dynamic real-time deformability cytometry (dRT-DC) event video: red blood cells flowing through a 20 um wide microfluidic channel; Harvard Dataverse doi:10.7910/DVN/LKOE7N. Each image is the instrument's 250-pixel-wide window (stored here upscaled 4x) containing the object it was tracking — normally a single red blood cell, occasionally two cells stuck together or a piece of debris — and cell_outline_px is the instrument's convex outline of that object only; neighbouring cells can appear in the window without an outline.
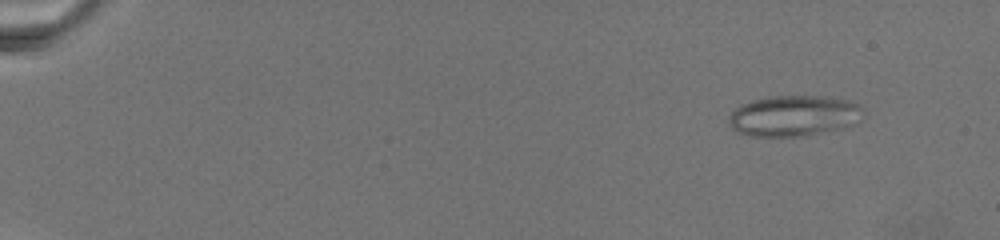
{"species": "common noctule bat (a hibernating species)", "species_latin": "Nyctalus noctula", "temperature_condition": "warm", "stored_images_in_passage": 15, "camera_frame_rate_fps": 3000, "um_per_image_px": 0.085, "animal": {"sex": "female", "body_mass_g": 19.5, "forearm_length_mm": 54.1}, "frame": {"image": 1, "passage_image": 3, "time_ms": 2.0, "image_size_px": [1000, 240], "cell_outline_px": [[860, 108], [852, 124], [840, 128], [808, 136], [748, 136], [736, 132], [728, 124], [728, 116], [740, 104], [752, 100], [772, 96], [824, 96], [848, 100], [856, 104]], "centroid_in_image_um": [67.34, 9.85], "position_along_channel_um": 17.7, "area_um2": 31.56}}
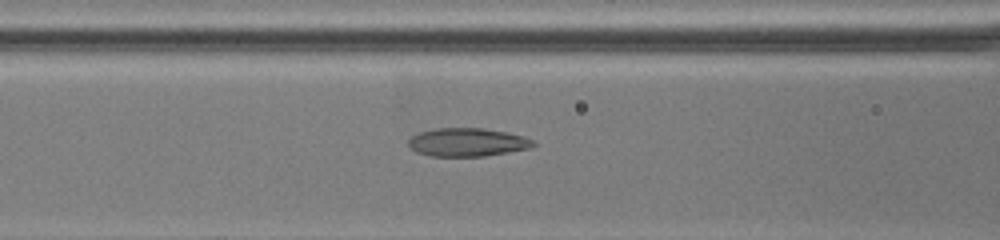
{"frame": {"image": 2, "passage_image": 13, "time_ms": 11.333, "image_size_px": [1000, 240], "cell_outline_px": [[536, 144], [532, 148], [484, 156], [428, 156], [416, 152], [408, 148], [408, 136], [420, 132], [436, 128], [484, 128], [524, 136], [532, 140]], "centroid_in_image_um": [39.67, 12.09], "position_along_channel_um": 126.9, "area_um2": 20.81}}
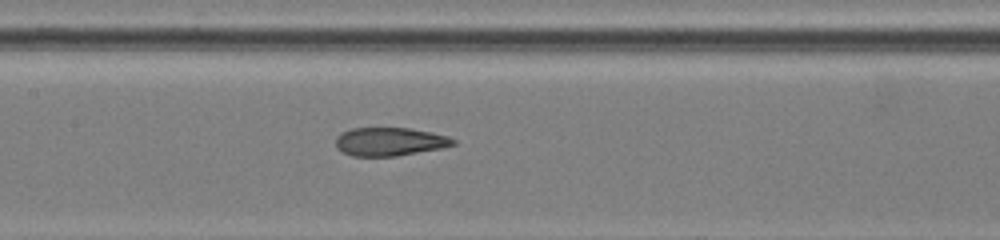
{"frame": {"image": 3, "passage_image": 15, "time_ms": 13.0, "image_size_px": [1000, 240], "cell_outline_px": [[456, 144], [444, 148], [396, 156], [352, 156], [336, 148], [336, 136], [340, 132], [352, 128], [408, 128], [432, 132], [448, 136], [456, 140]], "centroid_in_image_um": [33.14, 12.04], "position_along_channel_um": 174.3, "area_um2": 19.59}}